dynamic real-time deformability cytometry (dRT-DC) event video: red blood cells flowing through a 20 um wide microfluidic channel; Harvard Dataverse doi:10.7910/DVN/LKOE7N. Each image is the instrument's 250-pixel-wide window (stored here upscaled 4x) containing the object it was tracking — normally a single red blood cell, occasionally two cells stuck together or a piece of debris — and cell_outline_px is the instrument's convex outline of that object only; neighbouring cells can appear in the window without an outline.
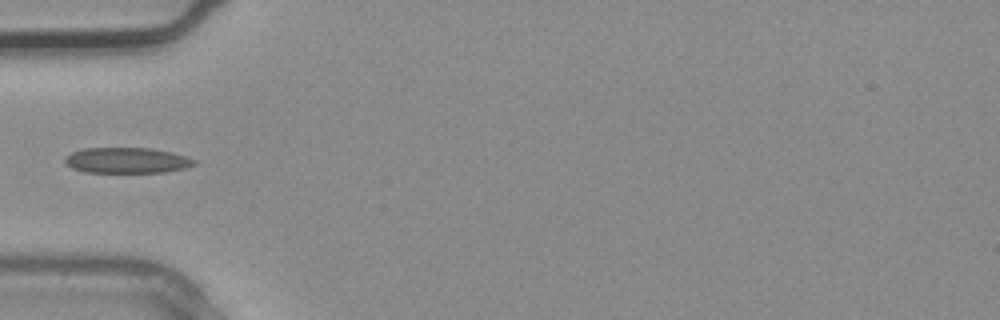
{"species": "common noctule bat (a hibernating species)", "species_latin": "Nyctalus noctula", "temperature_condition": "warm", "stored_images_in_passage": 3, "camera_frame_rate_fps": 3000, "um_per_image_px": 0.085, "animal": {"sex": "male", "body_mass_g": 20.4}, "frame": {"image": 1, "passage_image": 3, "time_ms": 0.667, "image_size_px": [1000, 320], "cell_outline_px": [[196, 164], [184, 168], [164, 172], [84, 172], [72, 168], [64, 160], [64, 156], [72, 152], [84, 148], [148, 148], [172, 152], [196, 160]], "centroid_in_image_um": [10.76, 13.63], "position_along_channel_um": 74.2, "area_um2": 19.19}}